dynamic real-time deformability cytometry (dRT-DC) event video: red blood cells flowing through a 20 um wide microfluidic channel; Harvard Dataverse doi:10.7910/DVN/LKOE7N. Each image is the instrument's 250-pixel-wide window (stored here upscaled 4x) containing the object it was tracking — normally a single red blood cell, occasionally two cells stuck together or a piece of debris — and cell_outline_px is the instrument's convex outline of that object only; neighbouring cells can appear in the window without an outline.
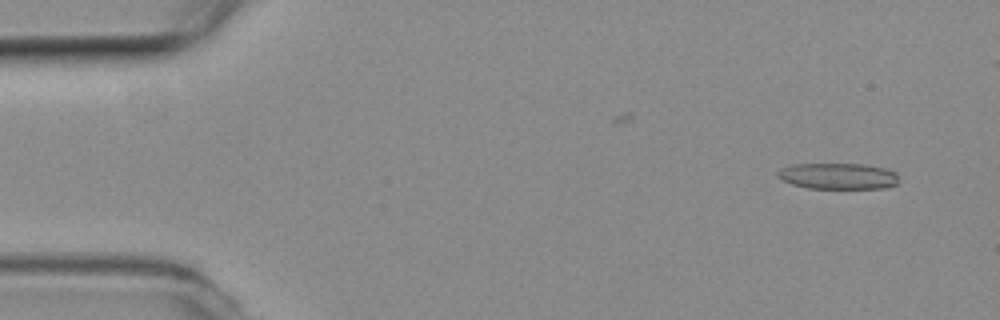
{"species": "common noctule bat (a hibernating species)", "species_latin": "Nyctalus noctula", "temperature_condition": "room temperature", "stored_images_in_passage": 4, "camera_frame_rate_fps": 3000, "um_per_image_px": 0.085, "animal": {"sex": "female", "body_mass_g": 19.3, "forearm_length_mm": 54.1}, "frame": {"image": 1, "passage_image": 1, "time_ms": 0.0, "image_size_px": [1000, 320], "cell_outline_px": [[896, 184], [884, 188], [808, 188], [792, 184], [776, 176], [776, 172], [780, 168], [792, 164], [864, 164], [884, 168], [896, 172]], "centroid_in_image_um": [71.19, 14.96], "position_along_channel_um": 13.8, "area_um2": 18.32}}